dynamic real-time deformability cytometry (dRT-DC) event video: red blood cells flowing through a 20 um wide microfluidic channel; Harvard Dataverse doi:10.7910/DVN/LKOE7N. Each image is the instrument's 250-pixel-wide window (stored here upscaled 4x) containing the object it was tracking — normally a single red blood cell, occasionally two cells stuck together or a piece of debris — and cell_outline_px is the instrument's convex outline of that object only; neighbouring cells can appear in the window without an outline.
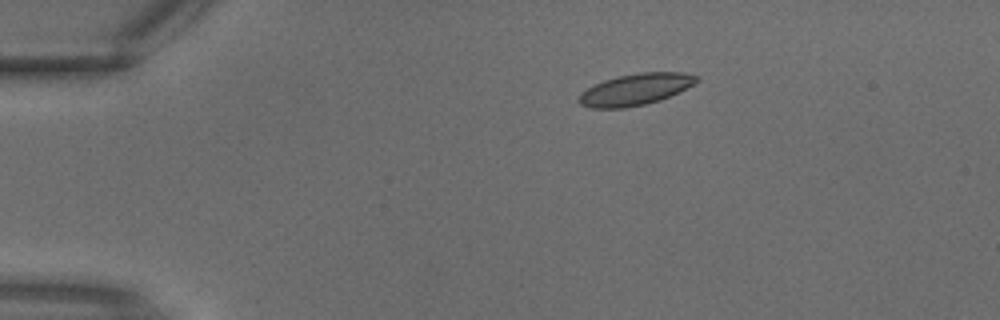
{"species": "common noctule bat (a hibernating species)", "species_latin": "Nyctalus noctula", "temperature_condition": "warm", "stored_images_in_passage": 2, "camera_frame_rate_fps": 3000, "um_per_image_px": 0.085, "animal": {"sex": "male", "body_mass_g": 18.8}, "frame": {"image": 1, "passage_image": 2, "time_ms": 0.333, "image_size_px": [1000, 320], "cell_outline_px": [[700, 80], [660, 100], [644, 104], [624, 108], [592, 108], [580, 104], [576, 100], [580, 92], [604, 80], [616, 76], [640, 72], [684, 72], [700, 76]], "centroid_in_image_um": [53.98, 7.59], "position_along_channel_um": 31.0, "area_um2": 21.5}}